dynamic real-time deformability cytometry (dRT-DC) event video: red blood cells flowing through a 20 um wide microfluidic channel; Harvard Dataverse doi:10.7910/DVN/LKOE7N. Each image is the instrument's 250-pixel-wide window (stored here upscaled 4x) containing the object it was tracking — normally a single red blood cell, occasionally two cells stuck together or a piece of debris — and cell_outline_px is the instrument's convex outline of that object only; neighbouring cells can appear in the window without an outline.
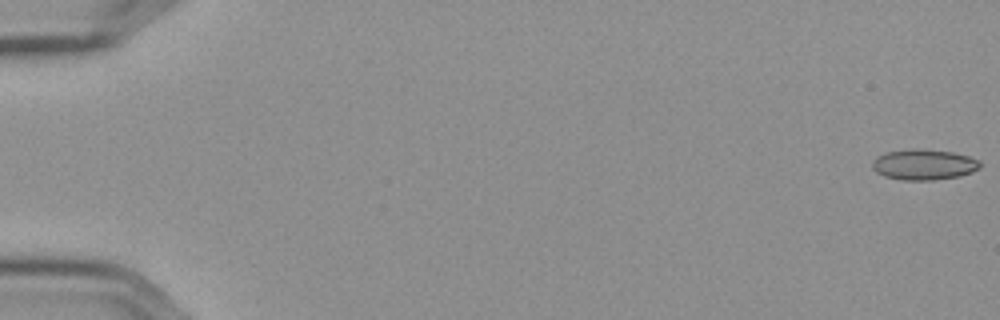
{"species": "Egyptian fruit bat (a non-hibernating species)", "species_latin": "Rousettus aegyptiacus", "temperature_condition": "cold", "stored_images_in_passage": 57, "camera_frame_rate_fps": 3000, "um_per_image_px": 0.085, "frame": {"image": 1, "passage_image": 1, "time_ms": 0.0, "image_size_px": [1000, 320], "cell_outline_px": [[980, 168], [972, 172], [960, 176], [932, 180], [900, 180], [884, 176], [876, 172], [872, 168], [872, 160], [876, 156], [888, 152], [912, 148], [916, 148], [952, 152], [968, 156], [980, 160]], "centroid_in_image_um": [78.51, 13.99], "position_along_channel_um": 6.5, "area_um2": 19.36}}
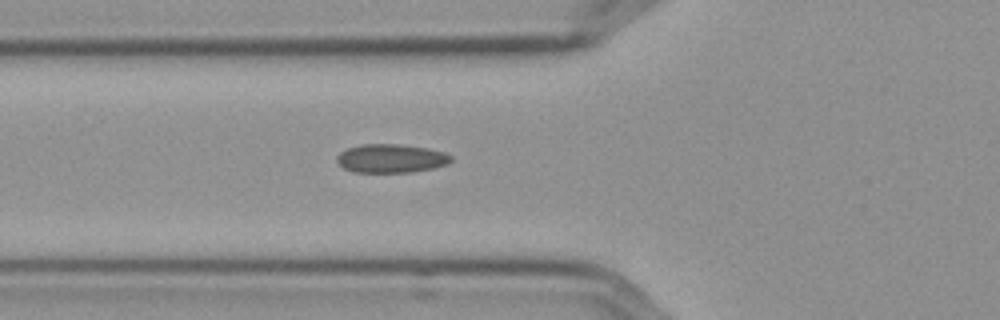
{"frame": {"image": 2, "passage_image": 22, "time_ms": 7.0, "image_size_px": [1000, 320], "cell_outline_px": [[452, 160], [448, 164], [432, 168], [412, 172], [352, 172], [344, 168], [336, 160], [336, 156], [340, 152], [348, 148], [360, 144], [400, 144], [428, 148], [444, 152], [452, 156]], "centroid_in_image_um": [33.24, 13.46], "position_along_channel_um": 92.6, "area_um2": 19.13}}
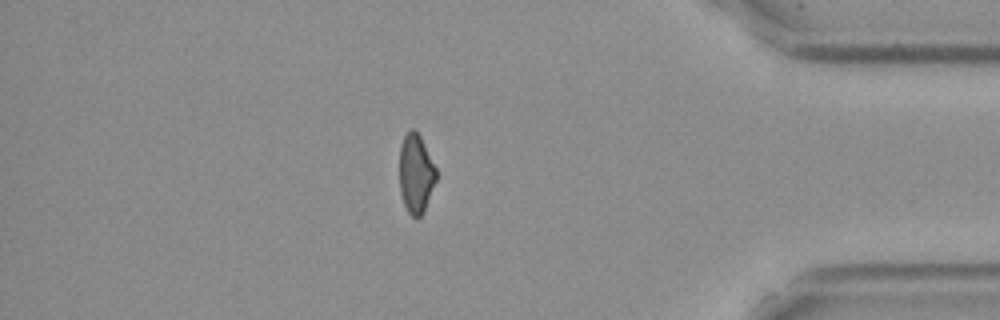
{"frame": {"image": 3, "passage_image": 50, "time_ms": 16.333, "image_size_px": [1000, 320], "cell_outline_px": [[436, 180], [424, 212], [416, 220], [408, 212], [404, 204], [400, 192], [400, 144], [404, 136], [412, 128], [420, 136], [436, 168]], "centroid_in_image_um": [35.35, 14.79], "position_along_channel_um": 399.9, "area_um2": 16.82}, "authors_computed_cell_mechanics": {"area_um2": 18.6116, "velocity_mm_per_s": 3.6184, "shape_relaxation_time_tau1_ms": null, "shape_relaxation_time_tau2_ms": 2.3453, "deformation_change_tau1": null, "deformation_change_tau2": 0.0761}}